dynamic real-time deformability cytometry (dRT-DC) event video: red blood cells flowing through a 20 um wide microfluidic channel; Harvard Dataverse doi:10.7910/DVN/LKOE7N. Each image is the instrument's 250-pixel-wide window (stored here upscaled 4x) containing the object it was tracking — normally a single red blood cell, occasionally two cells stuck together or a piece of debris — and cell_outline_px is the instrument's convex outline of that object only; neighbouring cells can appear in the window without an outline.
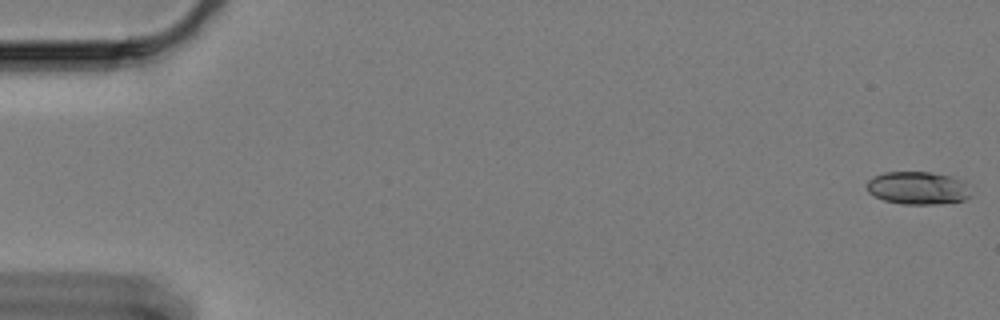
{"species": "Egyptian fruit bat (a non-hibernating species)", "species_latin": "Rousettus aegyptiacus", "temperature_condition": "cold", "stored_images_in_passage": 59, "camera_frame_rate_fps": 3000, "um_per_image_px": 0.085, "animal": {"sex": "female"}, "frame": {"image": 1, "passage_image": 1, "time_ms": 0.0, "image_size_px": [1000, 320], "cell_outline_px": [[972, 196], [964, 200], [936, 204], [900, 204], [884, 200], [868, 192], [868, 180], [872, 176], [884, 172], [932, 172], [952, 176], [964, 180]], "centroid_in_image_um": [78.04, 15.97], "position_along_channel_um": 7.0, "area_um2": 20.06}}
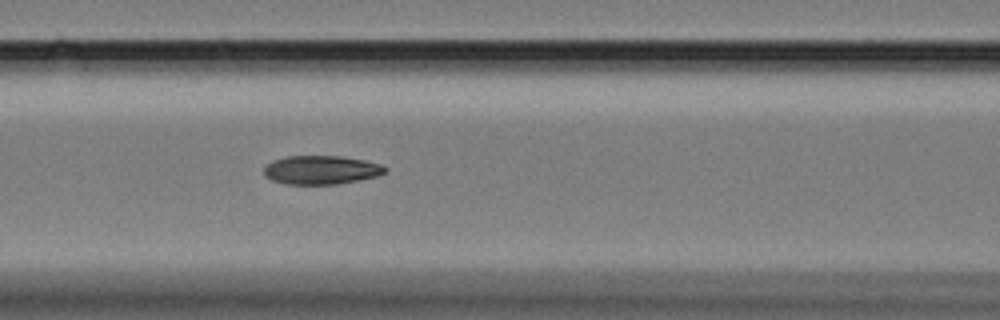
{"frame": {"image": 2, "passage_image": 26, "time_ms": 8.333, "image_size_px": [1000, 320], "cell_outline_px": [[388, 172], [376, 176], [360, 180], [336, 184], [288, 184], [272, 180], [264, 176], [264, 168], [272, 160], [288, 156], [340, 156], [364, 160], [380, 164], [388, 168]], "centroid_in_image_um": [27.31, 14.44], "position_along_channel_um": 139.3, "area_um2": 20.29}}
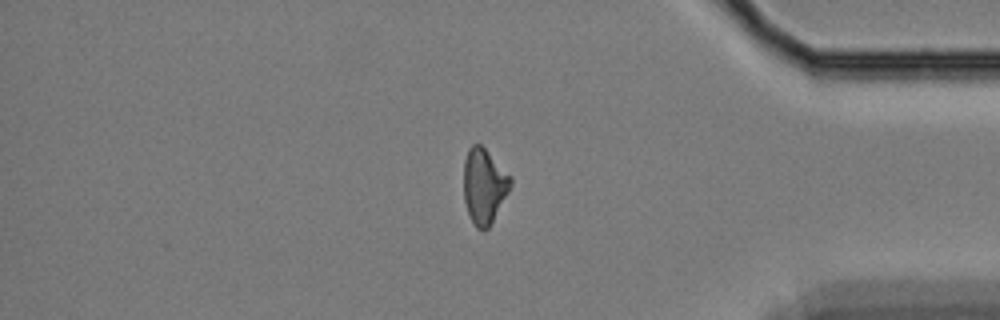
{"frame": {"image": 3, "passage_image": 51, "time_ms": 16.667, "image_size_px": [1000, 320], "cell_outline_px": [[512, 184], [508, 192], [488, 228], [484, 232], [476, 228], [468, 212], [464, 200], [464, 160], [468, 148], [472, 144], [480, 144], [512, 176]], "centroid_in_image_um": [41.14, 15.8], "position_along_channel_um": 394.1, "area_um2": 20.4}}